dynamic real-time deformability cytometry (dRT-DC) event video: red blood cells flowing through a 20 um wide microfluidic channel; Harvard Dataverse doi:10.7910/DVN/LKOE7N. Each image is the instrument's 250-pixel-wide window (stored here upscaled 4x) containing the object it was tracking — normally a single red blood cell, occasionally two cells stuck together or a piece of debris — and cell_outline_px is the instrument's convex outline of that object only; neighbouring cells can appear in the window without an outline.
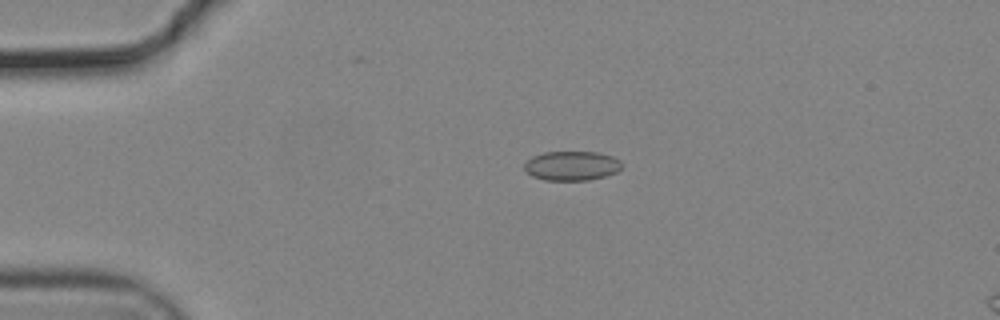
{"species": "common noctule bat (a hibernating species)", "species_latin": "Nyctalus noctula", "temperature_condition": "cold", "stored_images_in_passage": 17, "camera_frame_rate_fps": 3000, "um_per_image_px": 0.085, "animal": {"sex": "male", "body_mass_g": 19.2, "forearm_length_mm": 51.8}, "frame": {"image": 1, "passage_image": 2, "time_ms": 0.333, "image_size_px": [1000, 320], "cell_outline_px": [[624, 164], [616, 172], [604, 176], [588, 180], [544, 180], [532, 176], [524, 168], [524, 164], [532, 156], [544, 152], [596, 152], [612, 156], [620, 160]], "centroid_in_image_um": [48.6, 14.09], "position_along_channel_um": 36.4, "area_um2": 16.65}}
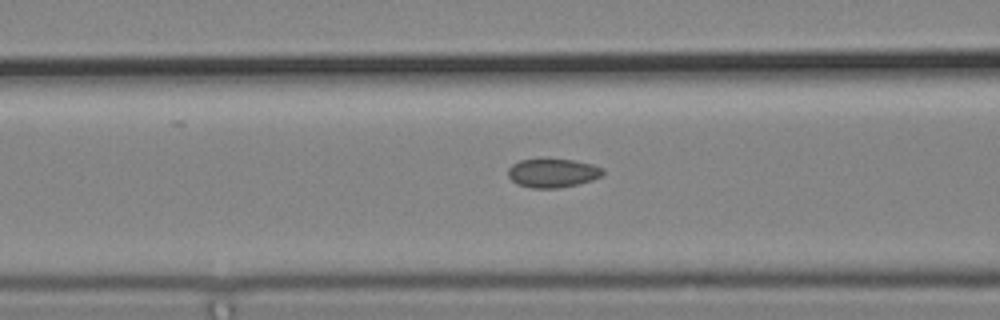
{"frame": {"image": 2, "passage_image": 12, "time_ms": 3.667, "image_size_px": [1000, 320], "cell_outline_px": [[604, 172], [600, 176], [592, 180], [560, 188], [532, 188], [516, 184], [508, 176], [508, 168], [512, 164], [520, 160], [572, 160], [592, 164], [604, 168]], "centroid_in_image_um": [46.97, 14.72], "position_along_channel_um": 119.6, "area_um2": 15.72}}
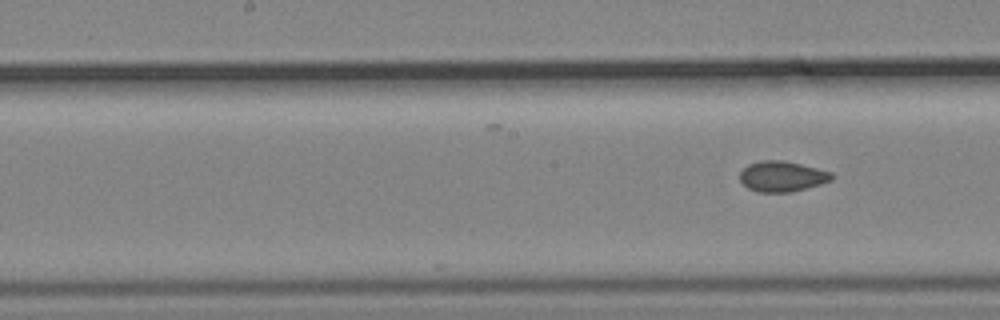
{"frame": {"image": 3, "passage_image": 17, "time_ms": 5.333, "image_size_px": [1000, 320], "cell_outline_px": [[832, 180], [820, 184], [788, 192], [760, 192], [748, 188], [740, 180], [740, 172], [748, 164], [764, 160], [776, 160], [800, 164], [832, 172]], "centroid_in_image_um": [66.46, 14.99], "position_along_channel_um": 181.7, "area_um2": 15.95}}